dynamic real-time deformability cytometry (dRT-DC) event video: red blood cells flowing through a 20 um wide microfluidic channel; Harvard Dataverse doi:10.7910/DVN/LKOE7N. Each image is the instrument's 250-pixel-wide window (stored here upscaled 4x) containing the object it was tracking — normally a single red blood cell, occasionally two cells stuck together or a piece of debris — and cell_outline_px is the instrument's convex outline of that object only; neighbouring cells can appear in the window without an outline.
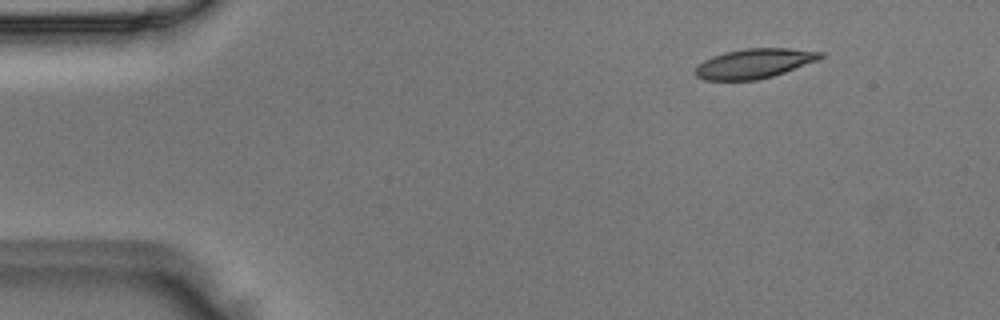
{"species": "Egyptian fruit bat (a non-hibernating species)", "species_latin": "Rousettus aegyptiacus", "temperature_condition": "room temperature", "stored_images_in_passage": 5, "camera_frame_rate_fps": 3000, "um_per_image_px": 0.085, "animal": {"sex": "male"}, "frame": {"image": 1, "passage_image": 2, "time_ms": 0.333, "image_size_px": [1000, 320], "cell_outline_px": [[824, 56], [820, 60], [772, 76], [756, 80], [704, 80], [696, 76], [696, 68], [704, 60], [712, 56], [724, 52], [744, 48], [788, 48], [824, 52]], "centroid_in_image_um": [64.14, 5.38], "position_along_channel_um": 20.9, "area_um2": 21.62}}
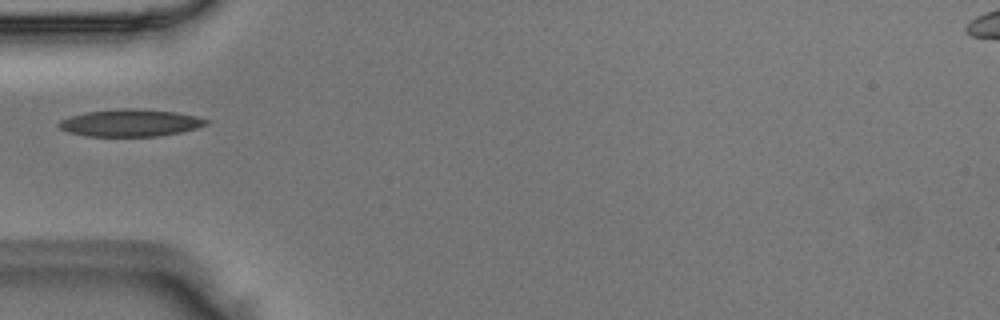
{"frame": {"image": 2, "passage_image": 5, "time_ms": 1.333, "image_size_px": [1000, 320], "cell_outline_px": [[212, 120], [208, 124], [196, 128], [180, 132], [160, 136], [84, 136], [68, 132], [60, 128], [56, 124], [60, 120], [72, 116], [88, 112], [120, 108], [144, 108], [176, 112], [196, 116]], "centroid_in_image_um": [11.11, 10.44], "position_along_channel_um": 73.9, "area_um2": 23.52}}